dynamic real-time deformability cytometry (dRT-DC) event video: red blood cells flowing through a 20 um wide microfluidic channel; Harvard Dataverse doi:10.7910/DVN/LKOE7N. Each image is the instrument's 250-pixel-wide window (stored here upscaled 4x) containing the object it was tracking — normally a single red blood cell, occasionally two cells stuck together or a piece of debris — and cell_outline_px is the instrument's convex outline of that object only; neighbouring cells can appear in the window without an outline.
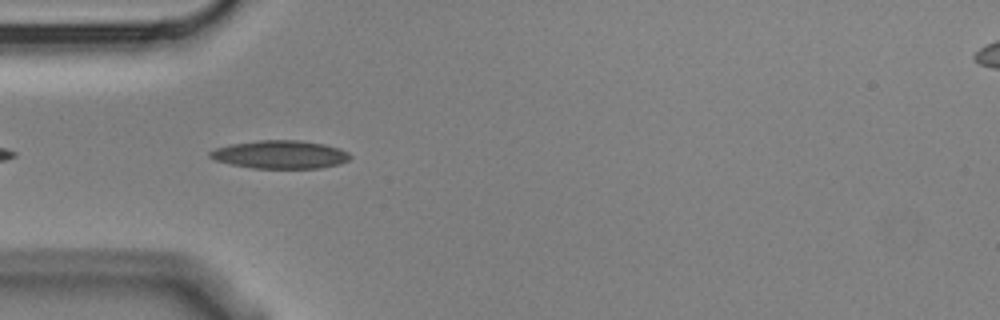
{"species": "Egyptian fruit bat (a non-hibernating species)", "species_latin": "Rousettus aegyptiacus", "temperature_condition": "cold", "stored_images_in_passage": 9, "camera_frame_rate_fps": 3000, "um_per_image_px": 0.085, "animal": {"sex": "male"}, "frame": {"image": 1, "passage_image": 3, "time_ms": 0.667, "image_size_px": [1000, 320], "cell_outline_px": [[352, 156], [348, 160], [340, 164], [320, 168], [252, 168], [232, 164], [216, 160], [208, 156], [208, 152], [216, 148], [232, 144], [260, 140], [296, 140], [324, 144], [340, 148], [348, 152]], "centroid_in_image_um": [23.84, 13.13], "position_along_channel_um": 61.2, "area_um2": 22.89}}
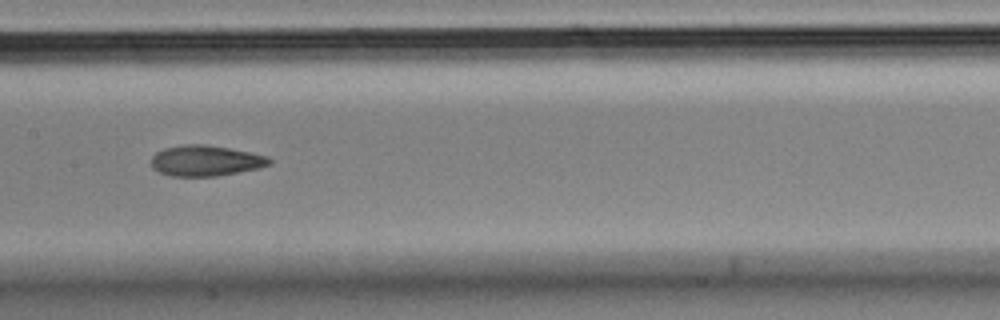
{"frame": {"image": 2, "passage_image": 6, "time_ms": 1.667, "image_size_px": [1000, 320], "cell_outline_px": [[272, 164], [260, 168], [216, 176], [172, 176], [160, 172], [152, 168], [152, 156], [156, 152], [164, 148], [184, 144], [204, 144], [228, 148], [268, 156], [272, 160]], "centroid_in_image_um": [17.49, 13.66], "position_along_channel_um": 189.9, "area_um2": 21.1}}
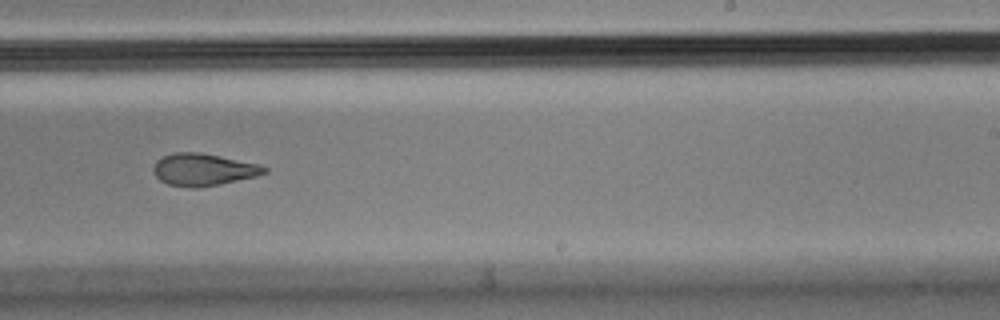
{"frame": {"image": 3, "passage_image": 8, "time_ms": 2.333, "image_size_px": [1000, 320], "cell_outline_px": [[268, 172], [256, 176], [220, 184], [196, 188], [192, 188], [168, 184], [160, 180], [156, 176], [152, 168], [156, 160], [172, 152], [200, 152], [260, 164], [268, 168]], "centroid_in_image_um": [17.28, 14.41], "position_along_channel_um": 271.7, "area_um2": 20.87}}